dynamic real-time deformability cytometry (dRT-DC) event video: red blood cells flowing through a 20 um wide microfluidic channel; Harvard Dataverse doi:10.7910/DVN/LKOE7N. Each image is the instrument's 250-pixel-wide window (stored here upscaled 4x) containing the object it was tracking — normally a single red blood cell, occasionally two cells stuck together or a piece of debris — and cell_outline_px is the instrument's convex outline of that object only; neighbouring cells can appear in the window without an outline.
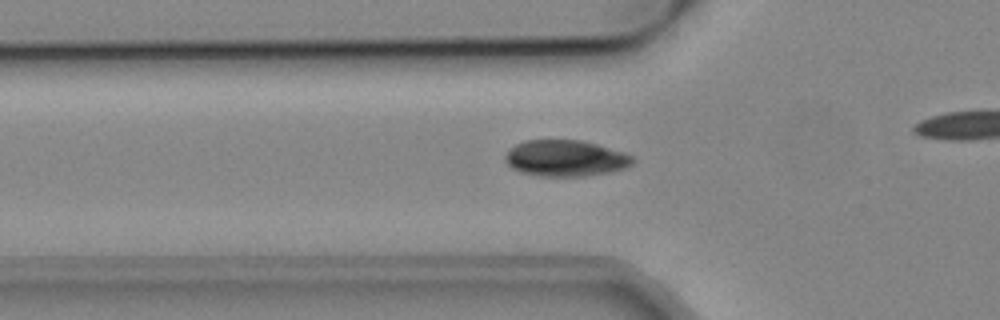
{"species": "common noctule bat (a hibernating species)", "species_latin": "Nyctalus noctula", "temperature_condition": "cold", "stored_images_in_passage": 30, "camera_frame_rate_fps": 3000, "um_per_image_px": 0.085, "animal": {"sex": "male", "body_mass_g": 19.2, "forearm_length_mm": 51.8}, "frame": {"image": 1, "passage_image": 5, "time_ms": 1.333, "image_size_px": [1000, 320], "cell_outline_px": [[636, 160], [632, 164], [624, 168], [608, 172], [584, 176], [540, 176], [520, 172], [512, 168], [504, 160], [504, 156], [508, 148], [524, 140], [580, 140], [596, 144], [624, 152], [632, 156]], "centroid_in_image_um": [48.03, 13.44], "position_along_channel_um": 77.8, "area_um2": 26.99}}
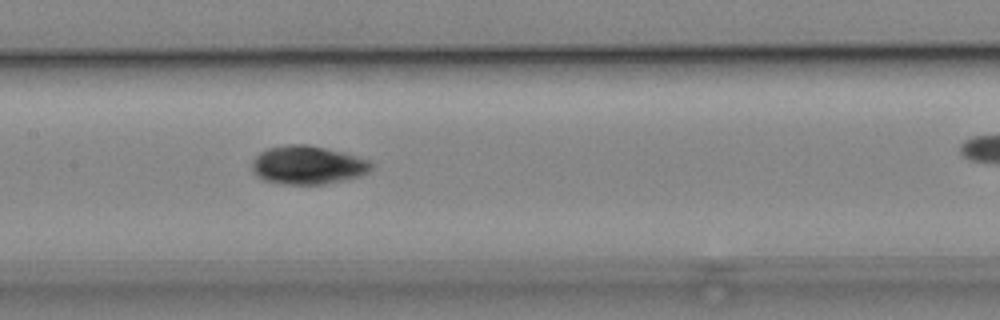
{"frame": {"image": 2, "passage_image": 13, "time_ms": 4.0, "image_size_px": [1000, 320], "cell_outline_px": [[376, 164], [368, 172], [360, 176], [344, 180], [324, 184], [280, 184], [264, 180], [252, 172], [252, 164], [256, 156], [260, 152], [268, 148], [284, 144], [308, 144], [344, 152], [368, 160]], "centroid_in_image_um": [26.17, 14.02], "position_along_channel_um": 181.2, "area_um2": 26.93}}
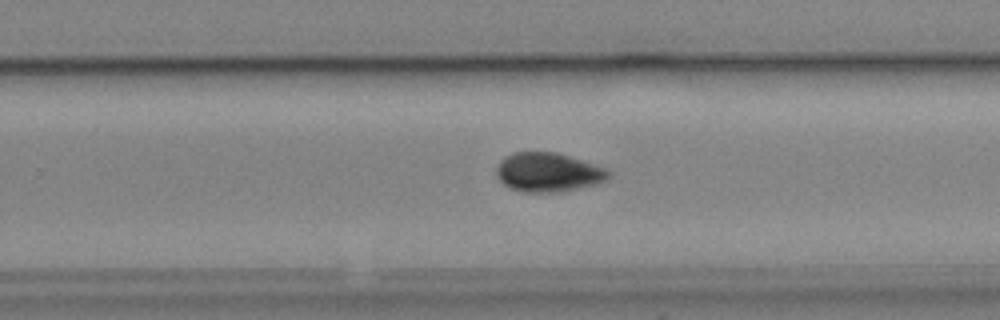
{"frame": {"image": 3, "passage_image": 21, "time_ms": 6.667, "image_size_px": [1000, 320], "cell_outline_px": [[608, 176], [604, 180], [596, 184], [556, 192], [524, 192], [512, 188], [504, 184], [496, 176], [496, 168], [500, 160], [504, 156], [512, 152], [556, 152], [608, 168]], "centroid_in_image_um": [46.55, 14.62], "position_along_channel_um": 283.3, "area_um2": 25.37}}